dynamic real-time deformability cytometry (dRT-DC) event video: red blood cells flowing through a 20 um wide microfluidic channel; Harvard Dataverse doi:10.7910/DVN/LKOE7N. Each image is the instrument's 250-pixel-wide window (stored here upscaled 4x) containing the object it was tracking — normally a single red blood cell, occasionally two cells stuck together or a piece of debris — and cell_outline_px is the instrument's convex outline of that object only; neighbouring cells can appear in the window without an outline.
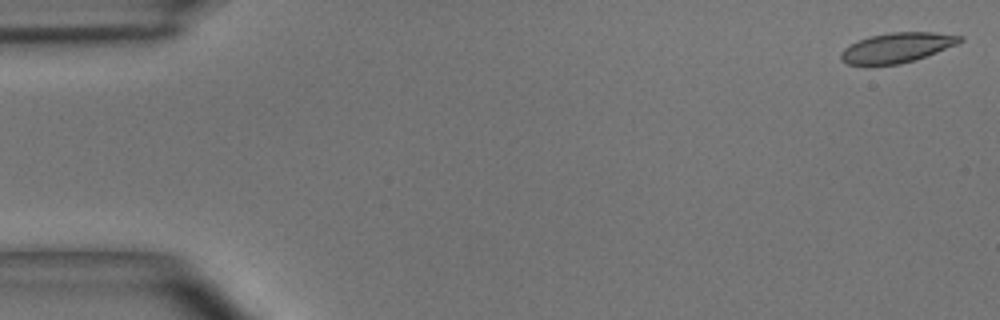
{"species": "common noctule bat (a hibernating species)", "species_latin": "Nyctalus noctula", "temperature_condition": "room temperature", "stored_images_in_passage": 49, "camera_frame_rate_fps": 3000, "um_per_image_px": 0.085, "animal": {"sex": "male", "body_mass_g": 15.6}, "frame": {"image": 1, "passage_image": 1, "time_ms": 0.0, "image_size_px": [1000, 320], "cell_outline_px": [[964, 40], [956, 44], [916, 60], [900, 64], [868, 68], [848, 64], [840, 60], [840, 52], [844, 48], [860, 40], [872, 36], [892, 32], [936, 32], [964, 36]], "centroid_in_image_um": [76.19, 4.1], "position_along_channel_um": 8.8, "area_um2": 21.21}}
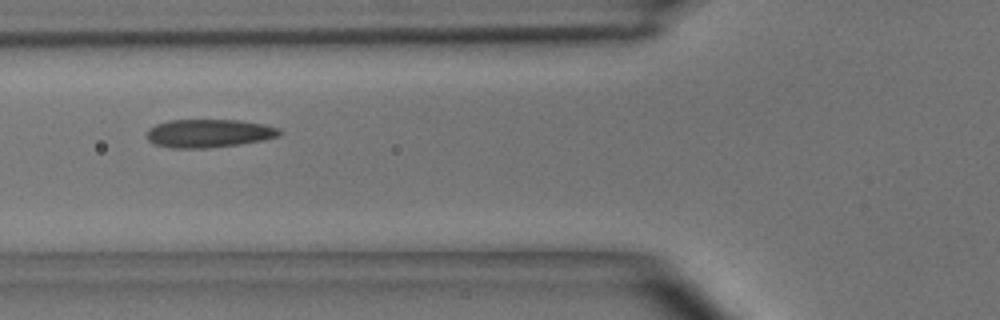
{"frame": {"image": 2, "passage_image": 18, "time_ms": 5.667, "image_size_px": [1000, 320], "cell_outline_px": [[284, 132], [280, 136], [264, 140], [240, 144], [208, 148], [172, 148], [152, 144], [148, 140], [148, 128], [156, 124], [168, 120], [240, 120], [264, 124], [280, 128]], "centroid_in_image_um": [17.79, 11.33], "position_along_channel_um": 108.0, "area_um2": 22.14}}
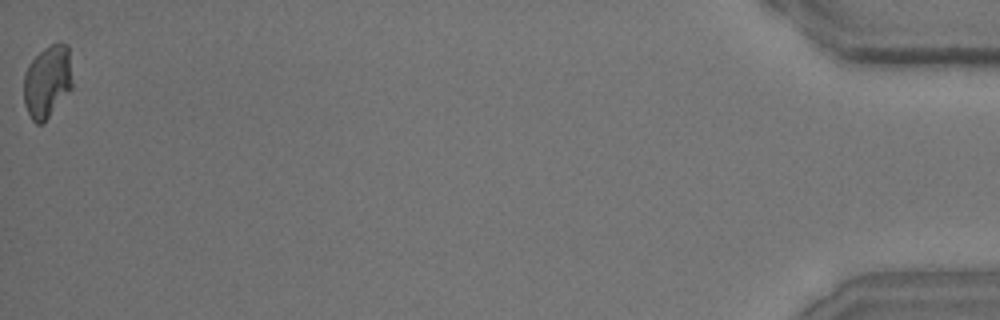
{"frame": {"image": 3, "passage_image": 49, "time_ms": 16.0, "image_size_px": [1000, 320], "cell_outline_px": [[72, 88], [48, 116], [40, 124], [36, 124], [32, 120], [24, 104], [24, 72], [28, 64], [44, 48], [60, 40], [68, 44], [72, 80]], "centroid_in_image_um": [4.02, 6.87], "position_along_channel_um": 431.2, "area_um2": 20.46}, "authors_computed_cell_mechanics": {"area_um2": 21.3282, "velocity_mm_per_s": 4.0398, "shape_relaxation_time_tau1_ms": 4.3334, "shape_relaxation_time_tau2_ms": 1.6061, "deformation_change_tau1": 0.1554, "deformation_change_tau2": 0.0727}}